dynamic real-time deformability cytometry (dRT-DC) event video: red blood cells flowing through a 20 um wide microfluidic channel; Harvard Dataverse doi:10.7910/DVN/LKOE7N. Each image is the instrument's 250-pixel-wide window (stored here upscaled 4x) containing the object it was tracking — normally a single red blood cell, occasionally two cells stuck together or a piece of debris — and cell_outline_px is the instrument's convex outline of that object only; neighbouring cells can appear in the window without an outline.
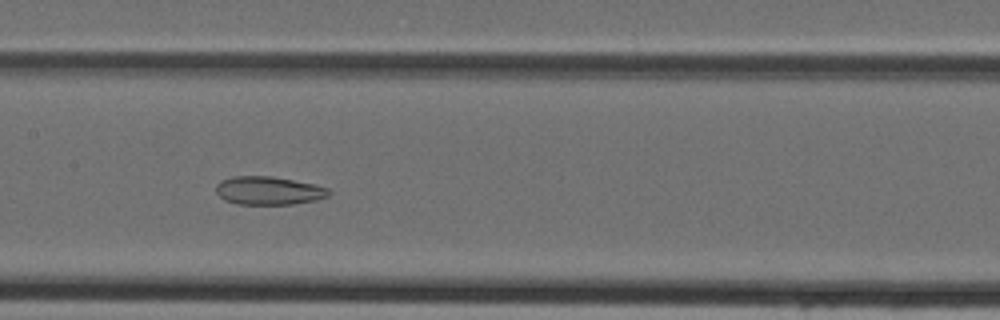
{"species": "Egyptian fruit bat (a non-hibernating species)", "species_latin": "Rousettus aegyptiacus", "temperature_condition": "cold", "stored_images_in_passage": 45, "camera_frame_rate_fps": 3000, "um_per_image_px": 0.085, "animal": {"sex": "female"}, "frame": {"image": 1, "passage_image": 22, "time_ms": 7.0, "image_size_px": [1000, 320], "cell_outline_px": [[332, 192], [328, 196], [316, 200], [292, 204], [236, 204], [224, 200], [216, 192], [216, 184], [220, 180], [232, 176], [272, 176], [316, 184], [328, 188]], "centroid_in_image_um": [22.83, 16.19], "position_along_channel_um": 184.6, "area_um2": 18.79}}
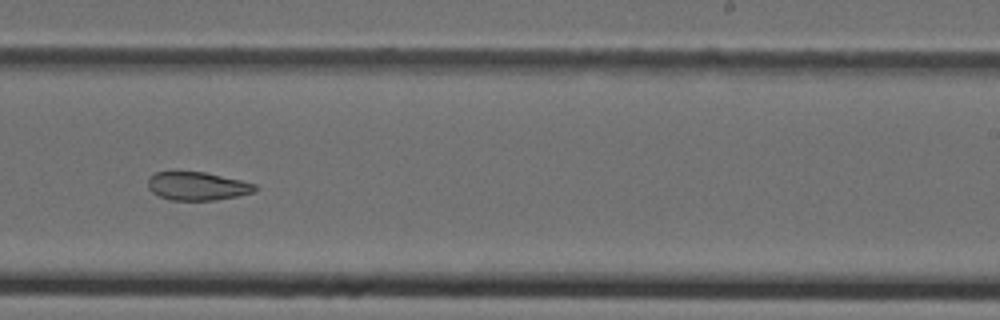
{"frame": {"image": 2, "passage_image": 28, "time_ms": 9.0, "image_size_px": [1000, 320], "cell_outline_px": [[256, 192], [236, 196], [212, 200], [172, 200], [160, 196], [152, 192], [148, 188], [148, 176], [156, 172], [204, 172], [240, 180], [256, 184]], "centroid_in_image_um": [16.76, 15.82], "position_along_channel_um": 272.2, "area_um2": 17.51}}
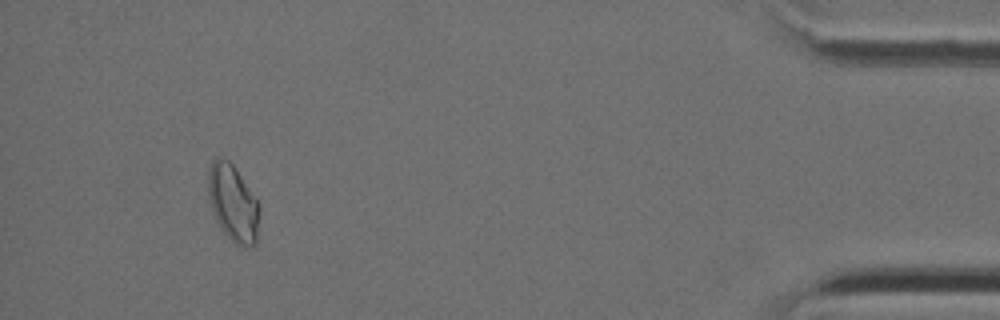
{"frame": {"image": 3, "passage_image": 42, "time_ms": 13.667, "image_size_px": [1000, 320], "cell_outline_px": [[260, 208], [256, 244], [252, 248], [236, 244], [220, 228], [216, 220], [208, 196], [208, 172], [212, 160], [216, 156], [228, 160], [232, 164], [260, 204]], "centroid_in_image_um": [19.81, 17.27], "position_along_channel_um": 415.4, "area_um2": 22.89}}